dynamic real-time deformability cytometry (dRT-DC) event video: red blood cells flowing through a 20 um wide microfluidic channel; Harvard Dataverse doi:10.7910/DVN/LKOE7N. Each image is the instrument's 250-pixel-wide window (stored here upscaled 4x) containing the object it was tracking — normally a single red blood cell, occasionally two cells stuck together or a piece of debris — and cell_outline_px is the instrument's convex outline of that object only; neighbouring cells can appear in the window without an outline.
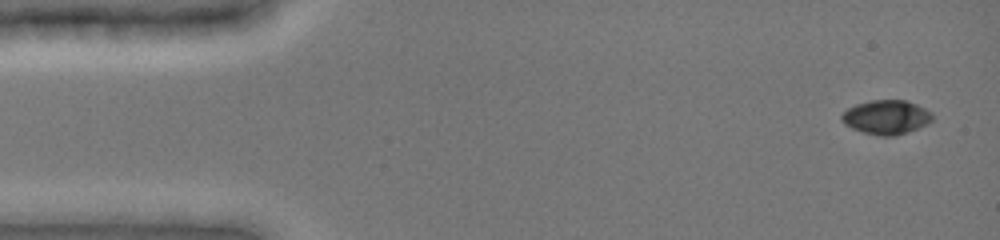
{"species": "common noctule bat (a hibernating species)", "species_latin": "Nyctalus noctula", "temperature_condition": "cold", "stored_images_in_passage": 7, "camera_frame_rate_fps": 3000, "um_per_image_px": 0.085, "animal": {"sex": "female", "body_mass_g": 19.0, "forearm_length_mm": 51.5}, "frame": {"image": 1, "passage_image": 1, "time_ms": 0.0, "image_size_px": [1000, 240], "cell_outline_px": [[932, 120], [928, 124], [908, 132], [896, 136], [880, 136], [864, 132], [852, 128], [844, 124], [840, 120], [840, 116], [848, 108], [856, 104], [872, 100], [904, 100], [916, 104], [932, 112]], "centroid_in_image_um": [75.33, 9.96], "position_along_channel_um": 9.7, "area_um2": 18.09}}
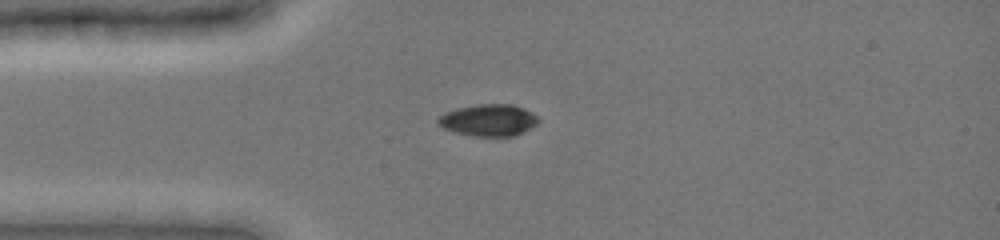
{"frame": {"image": 2, "passage_image": 6, "time_ms": 3.333, "image_size_px": [1000, 240], "cell_outline_px": [[540, 120], [536, 124], [516, 136], [472, 136], [456, 132], [444, 128], [436, 124], [436, 120], [444, 112], [456, 108], [476, 104], [512, 104], [524, 108], [532, 112]], "centroid_in_image_um": [41.51, 10.2], "position_along_channel_um": 43.5, "area_um2": 18.73}}